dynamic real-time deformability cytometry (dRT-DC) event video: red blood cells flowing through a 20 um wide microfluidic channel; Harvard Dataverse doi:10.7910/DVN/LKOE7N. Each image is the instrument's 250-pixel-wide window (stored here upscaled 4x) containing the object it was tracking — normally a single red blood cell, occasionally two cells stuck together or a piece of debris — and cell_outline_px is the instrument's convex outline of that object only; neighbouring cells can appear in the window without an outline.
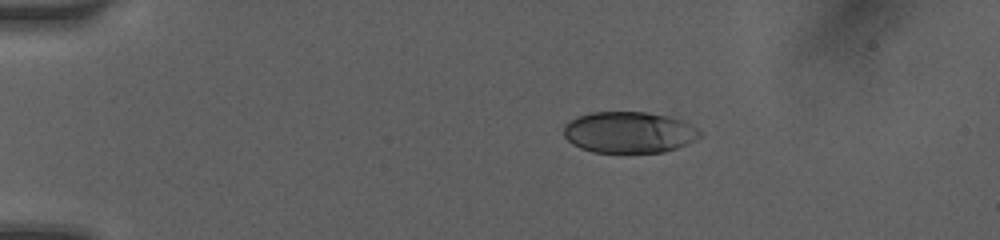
{"species": "human", "species_latin": "Homo sapiens", "temperature_condition": "room temperature", "stored_images_in_passage": 8, "camera_frame_rate_fps": 3000, "um_per_image_px": 0.085, "donor": {"sex": "female"}, "frame": {"image": 1, "passage_image": 4, "time_ms": 3.333, "image_size_px": [1000, 240], "cell_outline_px": [[704, 136], [688, 144], [664, 152], [592, 152], [580, 148], [572, 144], [564, 136], [564, 124], [568, 120], [576, 116], [592, 112], [644, 112], [668, 116], [680, 120], [704, 132]], "centroid_in_image_um": [53.46, 11.25], "position_along_channel_um": 31.5, "area_um2": 33.0}}
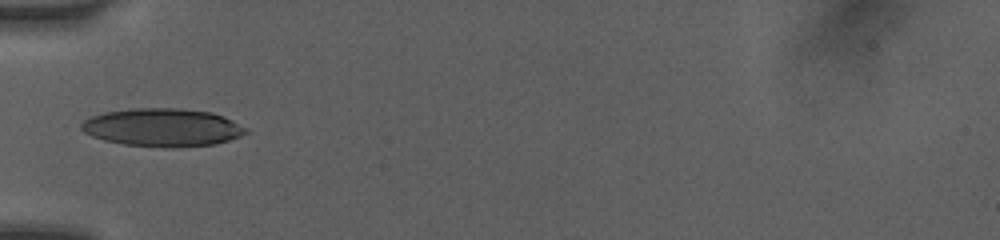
{"frame": {"image": 2, "passage_image": 7, "time_ms": 6.0, "image_size_px": [1000, 240], "cell_outline_px": [[248, 132], [240, 136], [216, 144], [164, 148], [124, 144], [104, 140], [92, 136], [84, 132], [80, 128], [80, 124], [84, 120], [92, 116], [104, 112], [136, 108], [180, 108], [212, 112], [224, 116], [248, 128]], "centroid_in_image_um": [13.82, 10.83], "position_along_channel_um": 71.2, "area_um2": 36.59}}